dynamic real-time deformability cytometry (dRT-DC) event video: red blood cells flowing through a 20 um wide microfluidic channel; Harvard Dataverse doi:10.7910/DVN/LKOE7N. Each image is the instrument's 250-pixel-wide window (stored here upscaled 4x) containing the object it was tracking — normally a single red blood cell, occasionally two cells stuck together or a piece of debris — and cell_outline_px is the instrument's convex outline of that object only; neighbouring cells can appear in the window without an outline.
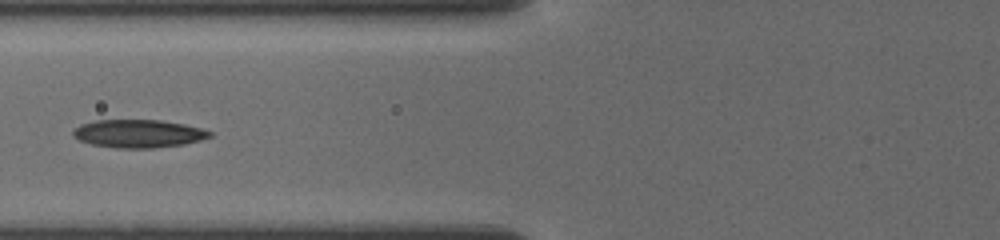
{"species": "common noctule bat (a hibernating species)", "species_latin": "Nyctalus noctula", "temperature_condition": "cold", "stored_images_in_passage": 8, "camera_frame_rate_fps": 3000, "um_per_image_px": 0.085, "animal": {"sex": "female", "body_mass_g": 19.5, "forearm_length_mm": 54.1}, "frame": {"image": 1, "passage_image": 7, "time_ms": 3.667, "image_size_px": [1000, 240], "cell_outline_px": [[212, 136], [200, 140], [184, 144], [152, 148], [116, 148], [92, 144], [80, 140], [72, 136], [72, 132], [80, 124], [96, 120], [160, 120], [184, 124], [200, 128], [212, 132]], "centroid_in_image_um": [11.76, 11.35], "position_along_channel_um": 114.0, "area_um2": 22.25}}